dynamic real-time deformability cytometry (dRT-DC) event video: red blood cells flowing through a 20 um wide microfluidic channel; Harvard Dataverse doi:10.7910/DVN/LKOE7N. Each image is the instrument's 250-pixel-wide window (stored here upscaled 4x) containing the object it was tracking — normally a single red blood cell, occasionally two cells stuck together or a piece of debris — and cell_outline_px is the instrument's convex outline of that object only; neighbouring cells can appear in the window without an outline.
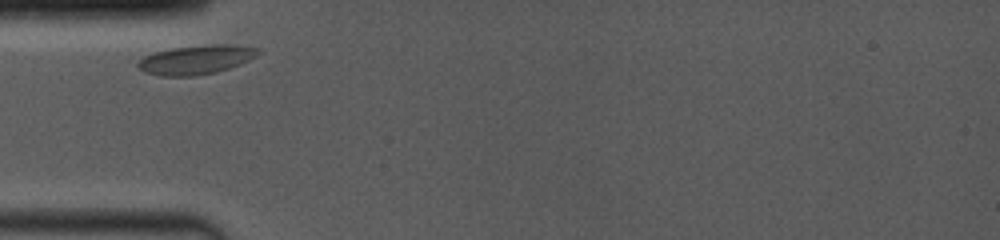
{"species": "common noctule bat (a hibernating species)", "species_latin": "Nyctalus noctula", "temperature_condition": "room temperature", "stored_images_in_passage": 23, "camera_frame_rate_fps": 4000, "um_per_image_px": 0.085, "animal": {"sex": "female", "body_mass_g": 19.0, "forearm_length_mm": 53.3}, "frame": {"image": 1, "passage_image": 1, "time_ms": 0.0, "image_size_px": [1000, 240], "cell_outline_px": [[260, 52], [248, 60], [240, 64], [216, 72], [192, 76], [164, 76], [144, 72], [136, 64], [144, 56], [156, 52], [172, 48], [204, 44], [232, 44], [260, 48]], "centroid_in_image_um": [16.68, 5.06], "position_along_channel_um": 68.3, "area_um2": 20.29}}
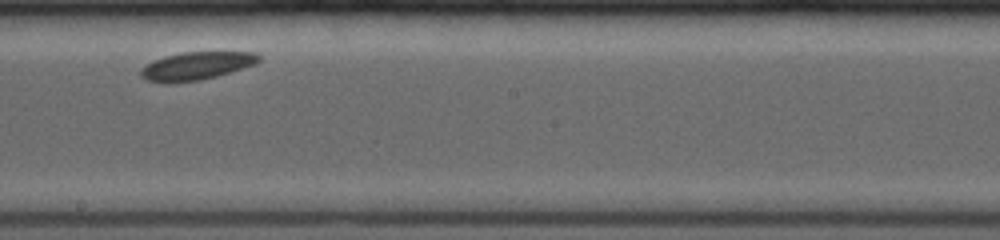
{"frame": {"image": 2, "passage_image": 10, "time_ms": 4.5, "image_size_px": [1000, 240], "cell_outline_px": [[260, 60], [256, 64], [216, 76], [200, 80], [148, 80], [140, 76], [140, 68], [156, 60], [168, 56], [184, 52], [252, 52], [260, 56]], "centroid_in_image_um": [16.77, 5.56], "position_along_channel_um": 231.4, "area_um2": 18.26}}
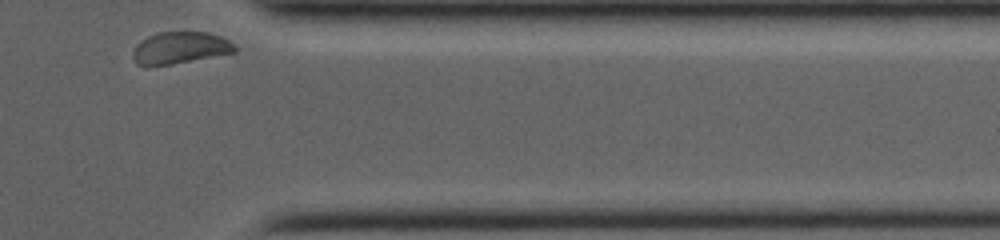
{"frame": {"image": 3, "passage_image": 23, "time_ms": 9.0, "image_size_px": [1000, 240], "cell_outline_px": [[236, 52], [168, 64], [144, 68], [136, 64], [132, 60], [132, 52], [136, 44], [148, 36], [156, 32], [208, 32], [220, 36], [228, 40], [236, 48]], "centroid_in_image_um": [15.21, 4.08], "position_along_channel_um": 396.2, "area_um2": 19.02}}